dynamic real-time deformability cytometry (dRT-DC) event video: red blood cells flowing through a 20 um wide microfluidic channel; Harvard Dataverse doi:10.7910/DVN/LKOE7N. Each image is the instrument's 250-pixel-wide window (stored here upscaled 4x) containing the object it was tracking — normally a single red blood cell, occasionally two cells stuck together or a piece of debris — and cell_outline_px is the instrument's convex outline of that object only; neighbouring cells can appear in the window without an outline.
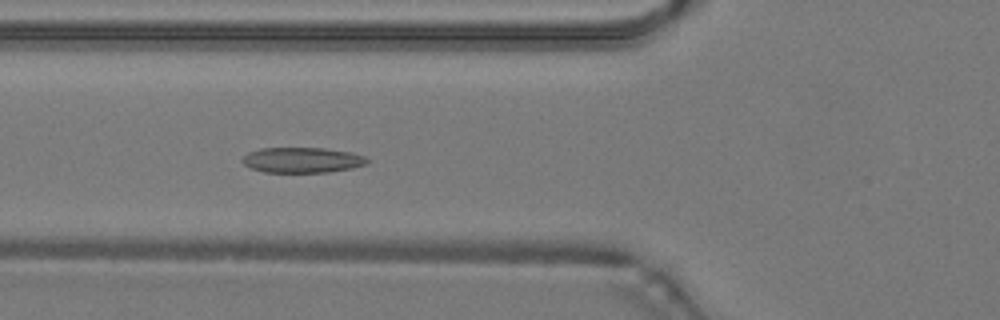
{"species": "common noctule bat (a hibernating species)", "species_latin": "Nyctalus noctula", "temperature_condition": "warm", "stored_images_in_passage": 49, "camera_frame_rate_fps": 3000, "um_per_image_px": 0.085, "animal": {"sex": "male", "body_mass_g": 19.2, "forearm_length_mm": 51.8}, "frame": {"image": 1, "passage_image": 18, "time_ms": 5.667, "image_size_px": [1000, 320], "cell_outline_px": [[368, 164], [352, 168], [328, 172], [264, 172], [252, 168], [244, 164], [240, 160], [248, 152], [260, 148], [324, 148], [352, 152], [364, 156], [368, 160]], "centroid_in_image_um": [25.69, 13.6], "position_along_channel_um": 100.1, "area_um2": 18.5}}
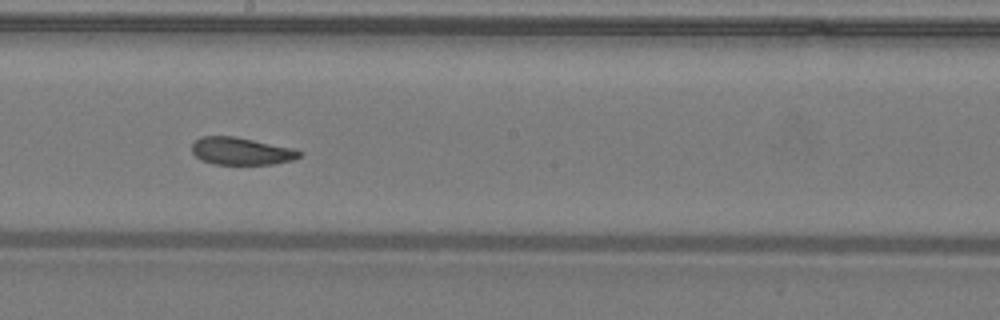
{"frame": {"image": 2, "passage_image": 27, "time_ms": 8.667, "image_size_px": [1000, 320], "cell_outline_px": [[304, 152], [300, 156], [292, 160], [272, 164], [216, 164], [200, 160], [192, 152], [192, 144], [200, 136], [236, 136], [292, 148]], "centroid_in_image_um": [20.49, 12.84], "position_along_channel_um": 227.7, "area_um2": 17.17}}
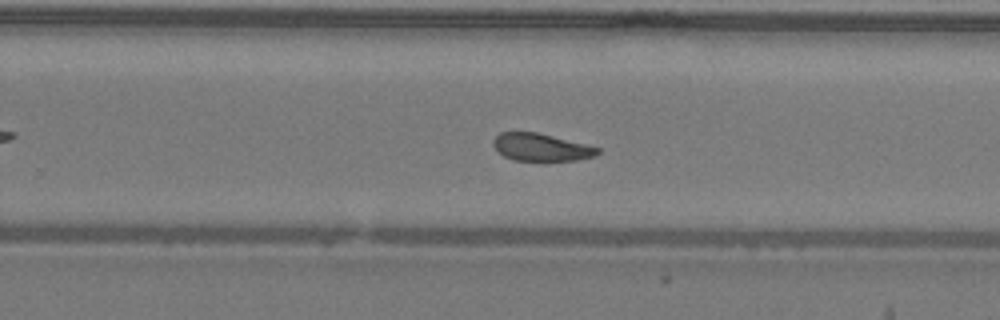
{"frame": {"image": 3, "passage_image": 31, "time_ms": 10.0, "image_size_px": [1000, 320], "cell_outline_px": [[600, 152], [596, 156], [576, 160], [512, 160], [504, 156], [492, 144], [492, 140], [500, 132], [536, 132], [600, 148]], "centroid_in_image_um": [45.98, 12.52], "position_along_channel_um": 283.8, "area_um2": 16.47}, "authors_computed_cell_mechanics": {"area_um2": 18.2648, "velocity_mm_per_s": 4.2262, "shape_relaxation_time_tau1_ms": 3.7094, "shape_relaxation_time_tau2_ms": 1.6493, "deformation_change_tau1": 0.105, "deformation_change_tau2": 0.0723}}